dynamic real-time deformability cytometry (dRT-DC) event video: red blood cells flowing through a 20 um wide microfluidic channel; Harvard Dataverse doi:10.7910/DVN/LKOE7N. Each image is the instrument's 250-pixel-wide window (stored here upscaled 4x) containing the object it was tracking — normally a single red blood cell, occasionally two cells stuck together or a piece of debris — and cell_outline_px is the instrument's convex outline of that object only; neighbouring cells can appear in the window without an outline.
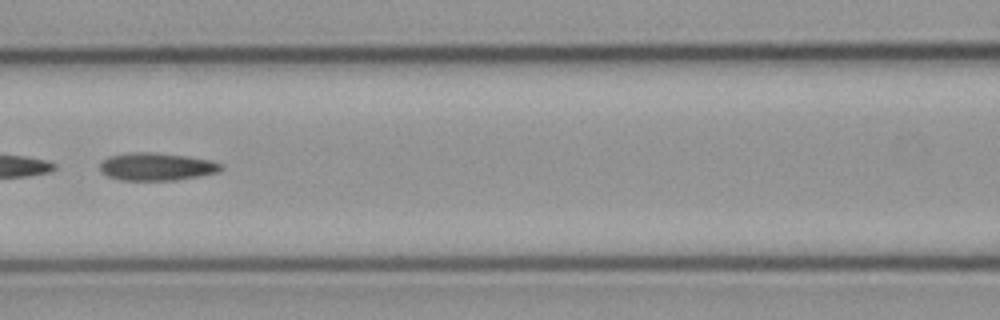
{"species": "common noctule bat (a hibernating species)", "species_latin": "Nyctalus noctula", "temperature_condition": "cold", "stored_images_in_passage": 12, "camera_frame_rate_fps": 3000, "um_per_image_px": 0.085, "animal": {"sex": "male", "body_mass_g": 23.1, "forearm_length_mm": 52.7}, "frame": {"image": 1, "passage_image": 10, "time_ms": 3.0, "image_size_px": [1000, 320], "cell_outline_px": [[224, 168], [220, 172], [200, 176], [176, 180], [120, 180], [108, 176], [100, 172], [100, 164], [108, 156], [128, 152], [152, 152], [188, 156], [212, 160], [224, 164]], "centroid_in_image_um": [13.35, 14.16], "position_along_channel_um": 153.2, "area_um2": 19.88}}